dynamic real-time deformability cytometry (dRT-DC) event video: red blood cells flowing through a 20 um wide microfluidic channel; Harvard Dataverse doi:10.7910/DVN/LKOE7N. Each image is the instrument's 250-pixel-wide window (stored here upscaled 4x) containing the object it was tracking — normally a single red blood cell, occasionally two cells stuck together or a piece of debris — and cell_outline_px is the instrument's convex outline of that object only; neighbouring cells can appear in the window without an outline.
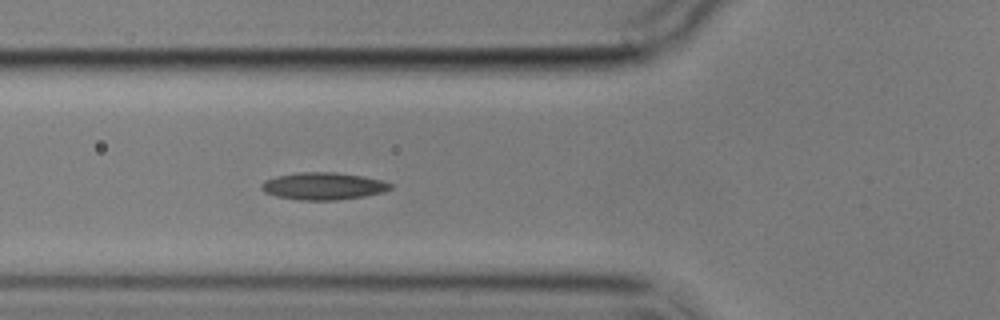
{"species": "common noctule bat (a hibernating species)", "species_latin": "Nyctalus noctula", "temperature_condition": "cold", "stored_images_in_passage": 5, "camera_frame_rate_fps": 3000, "um_per_image_px": 0.085, "animal": {"sex": "male", "body_mass_g": 17.9}, "frame": {"image": 1, "passage_image": 5, "time_ms": 5.667, "image_size_px": [1000, 320], "cell_outline_px": [[392, 188], [384, 192], [364, 196], [336, 200], [300, 200], [276, 196], [264, 192], [260, 188], [260, 184], [264, 180], [276, 176], [296, 172], [336, 172], [364, 176], [384, 180], [392, 184]], "centroid_in_image_um": [27.48, 15.81], "position_along_channel_um": 98.3, "area_um2": 20.75}}